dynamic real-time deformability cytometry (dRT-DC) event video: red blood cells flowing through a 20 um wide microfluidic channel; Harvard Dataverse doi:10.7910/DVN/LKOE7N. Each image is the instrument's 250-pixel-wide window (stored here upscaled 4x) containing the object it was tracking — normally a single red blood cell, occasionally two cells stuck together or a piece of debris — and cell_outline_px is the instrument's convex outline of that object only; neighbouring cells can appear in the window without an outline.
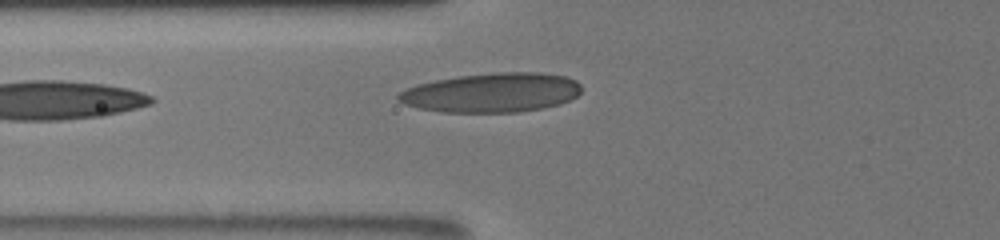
{"species": "human", "species_latin": "Homo sapiens", "temperature_condition": "room temperature", "stored_images_in_passage": 10, "camera_frame_rate_fps": 3000, "um_per_image_px": 0.085, "donor": {"sex": "male"}, "frame": {"image": 1, "passage_image": 10, "time_ms": 4.333, "image_size_px": [1000, 240], "cell_outline_px": [[580, 92], [576, 96], [560, 104], [520, 112], [444, 112], [420, 108], [404, 104], [396, 100], [396, 96], [400, 92], [416, 84], [456, 76], [496, 72], [540, 72], [564, 76], [576, 80], [580, 84]], "centroid_in_image_um": [41.79, 7.87], "position_along_channel_um": 84.0, "area_um2": 41.96}}